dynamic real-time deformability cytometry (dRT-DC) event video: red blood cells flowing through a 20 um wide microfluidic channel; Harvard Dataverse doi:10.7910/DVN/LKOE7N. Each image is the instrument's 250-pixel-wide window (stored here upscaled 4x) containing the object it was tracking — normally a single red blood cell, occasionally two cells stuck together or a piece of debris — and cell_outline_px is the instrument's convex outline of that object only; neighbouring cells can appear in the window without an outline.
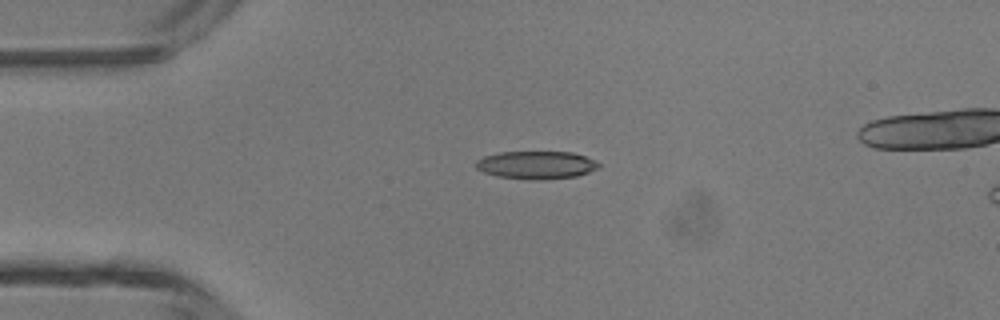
{"species": "common noctule bat (a hibernating species)", "species_latin": "Nyctalus noctula", "temperature_condition": "room temperature", "stored_images_in_passage": 36, "camera_frame_rate_fps": 3000, "um_per_image_px": 0.085, "animal": {"sex": "male", "body_mass_g": 13.3}, "frame": {"image": 1, "passage_image": 1, "time_ms": 0.0, "image_size_px": [1000, 320], "cell_outline_px": [[600, 168], [576, 176], [540, 180], [532, 180], [496, 176], [484, 172], [476, 168], [476, 160], [484, 156], [500, 152], [572, 152], [596, 160], [600, 164]], "centroid_in_image_um": [45.6, 14.02], "position_along_channel_um": 39.4, "area_um2": 20.0}}
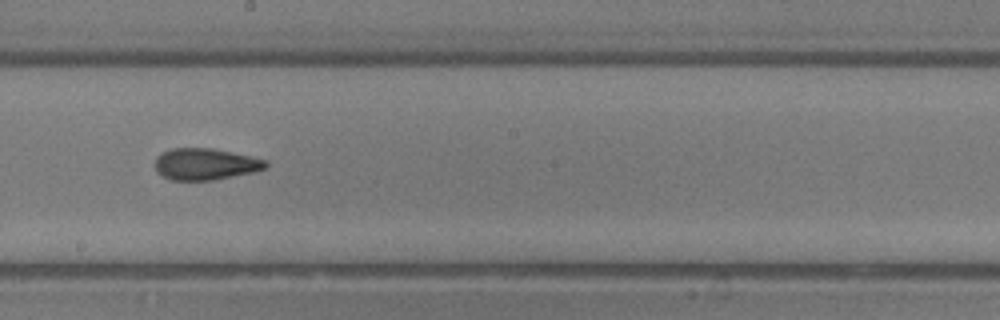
{"frame": {"image": 2, "passage_image": 16, "time_ms": 5.0, "image_size_px": [1000, 320], "cell_outline_px": [[268, 164], [264, 168], [256, 172], [216, 180], [172, 180], [156, 172], [156, 156], [172, 148], [212, 148], [252, 156], [268, 160]], "centroid_in_image_um": [17.5, 13.95], "position_along_channel_um": 230.7, "area_um2": 20.52}}
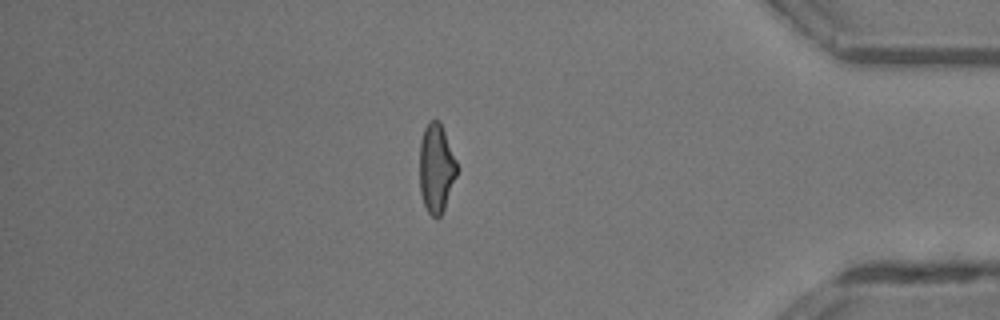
{"frame": {"image": 3, "passage_image": 30, "time_ms": 9.667, "image_size_px": [1000, 320], "cell_outline_px": [[460, 168], [444, 208], [440, 216], [436, 220], [428, 212], [424, 204], [420, 192], [420, 140], [424, 128], [428, 120], [440, 120]], "centroid_in_image_um": [37.1, 14.27], "position_along_channel_um": 398.1, "area_um2": 19.71}, "authors_computed_cell_mechanics": {"area_um2": 20.23, "velocity_mm_per_s": 4.3943, "shape_relaxation_time_tau1_ms": 6.1135, "shape_relaxation_time_tau2_ms": 2.0841, "deformation_change_tau1": 0.1786, "deformation_change_tau2": 0.1126}}